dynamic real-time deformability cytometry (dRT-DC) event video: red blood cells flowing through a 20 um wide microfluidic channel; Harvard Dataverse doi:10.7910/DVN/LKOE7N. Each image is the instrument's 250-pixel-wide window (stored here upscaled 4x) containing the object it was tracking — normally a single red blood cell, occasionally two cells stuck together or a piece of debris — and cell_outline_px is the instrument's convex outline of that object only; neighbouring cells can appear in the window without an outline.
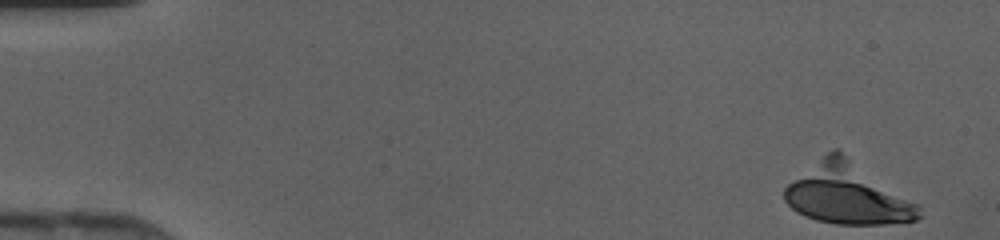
{"species": "human", "species_latin": "Homo sapiens", "temperature_condition": "cold", "stored_images_in_passage": 45, "camera_frame_rate_fps": 3000, "um_per_image_px": 0.085, "donor": {"sex": "female"}, "frame": {"image": 1, "passage_image": 1, "time_ms": 0.0, "image_size_px": [1000, 240], "cell_outline_px": [[920, 216], [916, 220], [884, 224], [836, 224], [816, 220], [804, 216], [796, 212], [784, 200], [784, 188], [788, 184], [832, 148], [840, 148], [920, 204]], "centroid_in_image_um": [72.08, 16.46], "position_along_channel_um": 12.9, "area_um2": 48.09}}
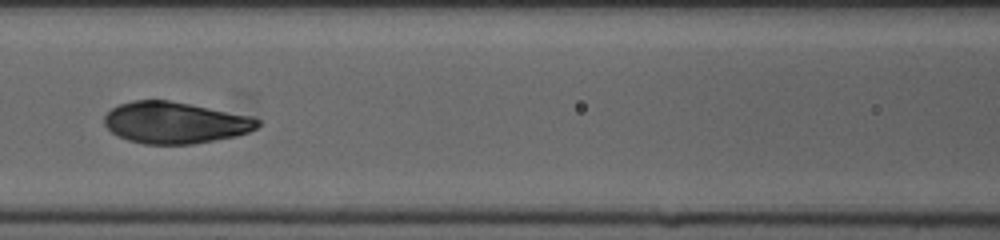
{"frame": {"image": 2, "passage_image": 20, "time_ms": 6.333, "image_size_px": [1000, 240], "cell_outline_px": [[260, 124], [256, 128], [248, 132], [236, 136], [192, 144], [144, 144], [128, 140], [112, 132], [104, 124], [104, 116], [112, 108], [120, 104], [132, 100], [168, 100], [252, 116], [260, 120]], "centroid_in_image_um": [14.88, 10.42], "position_along_channel_um": 151.7, "area_um2": 36.93}}
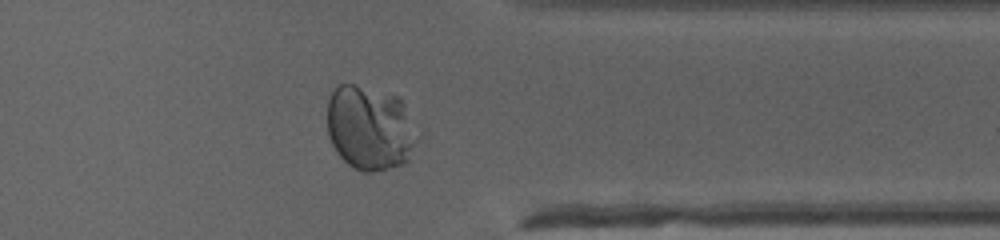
{"frame": {"image": 3, "passage_image": 36, "time_ms": 11.667, "image_size_px": [1000, 240], "cell_outline_px": [[420, 136], [408, 160], [404, 164], [372, 172], [364, 172], [348, 164], [336, 152], [328, 136], [328, 100], [332, 92], [340, 84], [352, 84], [400, 96]], "centroid_in_image_um": [31.47, 10.88], "position_along_channel_um": 379.9, "area_um2": 44.62}}